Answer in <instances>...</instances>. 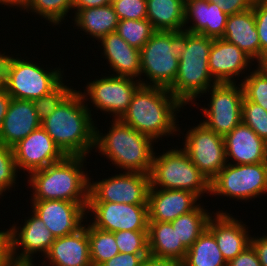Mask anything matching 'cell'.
<instances>
[{
	"label": "cell",
	"mask_w": 267,
	"mask_h": 266,
	"mask_svg": "<svg viewBox=\"0 0 267 266\" xmlns=\"http://www.w3.org/2000/svg\"><path fill=\"white\" fill-rule=\"evenodd\" d=\"M75 89L41 121V126L66 156L89 157L95 148L94 113L98 112L90 113L80 88Z\"/></svg>",
	"instance_id": "1"
},
{
	"label": "cell",
	"mask_w": 267,
	"mask_h": 266,
	"mask_svg": "<svg viewBox=\"0 0 267 266\" xmlns=\"http://www.w3.org/2000/svg\"><path fill=\"white\" fill-rule=\"evenodd\" d=\"M185 109L167 88L140 85L119 120L157 144L163 137L178 136V117Z\"/></svg>",
	"instance_id": "2"
},
{
	"label": "cell",
	"mask_w": 267,
	"mask_h": 266,
	"mask_svg": "<svg viewBox=\"0 0 267 266\" xmlns=\"http://www.w3.org/2000/svg\"><path fill=\"white\" fill-rule=\"evenodd\" d=\"M95 123V148L103 158L121 172L150 174L155 152V141L119 119L111 120L107 133L102 132Z\"/></svg>",
	"instance_id": "3"
},
{
	"label": "cell",
	"mask_w": 267,
	"mask_h": 266,
	"mask_svg": "<svg viewBox=\"0 0 267 266\" xmlns=\"http://www.w3.org/2000/svg\"><path fill=\"white\" fill-rule=\"evenodd\" d=\"M85 156H65L61 161L30 173V201L64 200L88 202L89 175ZM85 170V171H84Z\"/></svg>",
	"instance_id": "4"
},
{
	"label": "cell",
	"mask_w": 267,
	"mask_h": 266,
	"mask_svg": "<svg viewBox=\"0 0 267 266\" xmlns=\"http://www.w3.org/2000/svg\"><path fill=\"white\" fill-rule=\"evenodd\" d=\"M6 54L7 52L4 53L1 65L0 85L11 98L32 101L43 97L54 90L66 77L63 76L65 72L60 68V63L58 68L57 65L56 68L53 66L50 68L47 64L44 67L41 61L37 64L34 59L31 60L26 56V53L22 54L25 58L20 56L21 52L16 53L18 55Z\"/></svg>",
	"instance_id": "5"
},
{
	"label": "cell",
	"mask_w": 267,
	"mask_h": 266,
	"mask_svg": "<svg viewBox=\"0 0 267 266\" xmlns=\"http://www.w3.org/2000/svg\"><path fill=\"white\" fill-rule=\"evenodd\" d=\"M213 38L187 31L186 49L179 57L178 73L168 90L186 108L217 82L208 66Z\"/></svg>",
	"instance_id": "6"
},
{
	"label": "cell",
	"mask_w": 267,
	"mask_h": 266,
	"mask_svg": "<svg viewBox=\"0 0 267 266\" xmlns=\"http://www.w3.org/2000/svg\"><path fill=\"white\" fill-rule=\"evenodd\" d=\"M186 44V30L156 31L140 49L141 85L168 89L176 79Z\"/></svg>",
	"instance_id": "7"
},
{
	"label": "cell",
	"mask_w": 267,
	"mask_h": 266,
	"mask_svg": "<svg viewBox=\"0 0 267 266\" xmlns=\"http://www.w3.org/2000/svg\"><path fill=\"white\" fill-rule=\"evenodd\" d=\"M178 146L174 145L177 148L168 147V150L162 151L163 153L154 152L149 174L150 188L185 190L194 193L199 199L205 194L210 196L209 180Z\"/></svg>",
	"instance_id": "8"
},
{
	"label": "cell",
	"mask_w": 267,
	"mask_h": 266,
	"mask_svg": "<svg viewBox=\"0 0 267 266\" xmlns=\"http://www.w3.org/2000/svg\"><path fill=\"white\" fill-rule=\"evenodd\" d=\"M265 194L267 162L238 165L227 163L210 182V196H221L225 201L229 197V200L236 199L246 203L255 198L260 199Z\"/></svg>",
	"instance_id": "9"
},
{
	"label": "cell",
	"mask_w": 267,
	"mask_h": 266,
	"mask_svg": "<svg viewBox=\"0 0 267 266\" xmlns=\"http://www.w3.org/2000/svg\"><path fill=\"white\" fill-rule=\"evenodd\" d=\"M204 95H208L206 96L207 105L205 103L203 107L202 104H199L200 102H195L192 106L195 108V106L201 105V119H204L200 122L224 137L242 121L241 111L244 95L241 83H216L201 97H205Z\"/></svg>",
	"instance_id": "10"
},
{
	"label": "cell",
	"mask_w": 267,
	"mask_h": 266,
	"mask_svg": "<svg viewBox=\"0 0 267 266\" xmlns=\"http://www.w3.org/2000/svg\"><path fill=\"white\" fill-rule=\"evenodd\" d=\"M94 78L87 81L84 92L80 90L90 113L93 105L94 110H100L102 115L106 114V118L108 115L113 120L120 119L129 107L134 92L141 85L140 81L106 73Z\"/></svg>",
	"instance_id": "11"
},
{
	"label": "cell",
	"mask_w": 267,
	"mask_h": 266,
	"mask_svg": "<svg viewBox=\"0 0 267 266\" xmlns=\"http://www.w3.org/2000/svg\"><path fill=\"white\" fill-rule=\"evenodd\" d=\"M182 128L179 124L178 137L180 134L184 136L181 148L190 157L191 162L211 182L227 164L223 136L213 132L200 120L195 126ZM181 129L183 132L186 130V134L182 133Z\"/></svg>",
	"instance_id": "12"
},
{
	"label": "cell",
	"mask_w": 267,
	"mask_h": 266,
	"mask_svg": "<svg viewBox=\"0 0 267 266\" xmlns=\"http://www.w3.org/2000/svg\"><path fill=\"white\" fill-rule=\"evenodd\" d=\"M89 175L88 203L147 205L151 187L149 174L119 172L96 181ZM94 180V181H93Z\"/></svg>",
	"instance_id": "13"
},
{
	"label": "cell",
	"mask_w": 267,
	"mask_h": 266,
	"mask_svg": "<svg viewBox=\"0 0 267 266\" xmlns=\"http://www.w3.org/2000/svg\"><path fill=\"white\" fill-rule=\"evenodd\" d=\"M86 213L93 227L105 231H148V205L88 203Z\"/></svg>",
	"instance_id": "14"
},
{
	"label": "cell",
	"mask_w": 267,
	"mask_h": 266,
	"mask_svg": "<svg viewBox=\"0 0 267 266\" xmlns=\"http://www.w3.org/2000/svg\"><path fill=\"white\" fill-rule=\"evenodd\" d=\"M31 211L50 230L54 238L77 232L87 220L88 202H70L64 200L30 201Z\"/></svg>",
	"instance_id": "15"
},
{
	"label": "cell",
	"mask_w": 267,
	"mask_h": 266,
	"mask_svg": "<svg viewBox=\"0 0 267 266\" xmlns=\"http://www.w3.org/2000/svg\"><path fill=\"white\" fill-rule=\"evenodd\" d=\"M29 212L31 214L27 213L28 217L21 219L22 223L18 224L17 220H14L10 225L12 256L15 261H35L39 259L40 254L44 258L55 240L45 223L31 210Z\"/></svg>",
	"instance_id": "16"
},
{
	"label": "cell",
	"mask_w": 267,
	"mask_h": 266,
	"mask_svg": "<svg viewBox=\"0 0 267 266\" xmlns=\"http://www.w3.org/2000/svg\"><path fill=\"white\" fill-rule=\"evenodd\" d=\"M12 150L18 171H23L26 176L59 162L66 156L42 126L19 141Z\"/></svg>",
	"instance_id": "17"
},
{
	"label": "cell",
	"mask_w": 267,
	"mask_h": 266,
	"mask_svg": "<svg viewBox=\"0 0 267 266\" xmlns=\"http://www.w3.org/2000/svg\"><path fill=\"white\" fill-rule=\"evenodd\" d=\"M253 62L255 61L235 44L223 38L213 40L208 66L217 83H237L240 79L241 82L252 70V66H256L257 63Z\"/></svg>",
	"instance_id": "18"
},
{
	"label": "cell",
	"mask_w": 267,
	"mask_h": 266,
	"mask_svg": "<svg viewBox=\"0 0 267 266\" xmlns=\"http://www.w3.org/2000/svg\"><path fill=\"white\" fill-rule=\"evenodd\" d=\"M234 216L227 210L218 209L207 224L227 263L243 252L251 240L250 227Z\"/></svg>",
	"instance_id": "19"
},
{
	"label": "cell",
	"mask_w": 267,
	"mask_h": 266,
	"mask_svg": "<svg viewBox=\"0 0 267 266\" xmlns=\"http://www.w3.org/2000/svg\"><path fill=\"white\" fill-rule=\"evenodd\" d=\"M100 55L106 60L108 73L140 81V50L131 47L117 32L109 33L98 41ZM101 45V46H100ZM110 67V68H109ZM111 71V72H110Z\"/></svg>",
	"instance_id": "20"
},
{
	"label": "cell",
	"mask_w": 267,
	"mask_h": 266,
	"mask_svg": "<svg viewBox=\"0 0 267 266\" xmlns=\"http://www.w3.org/2000/svg\"><path fill=\"white\" fill-rule=\"evenodd\" d=\"M202 201L194 193L180 189L150 188L148 222H171L194 210Z\"/></svg>",
	"instance_id": "21"
},
{
	"label": "cell",
	"mask_w": 267,
	"mask_h": 266,
	"mask_svg": "<svg viewBox=\"0 0 267 266\" xmlns=\"http://www.w3.org/2000/svg\"><path fill=\"white\" fill-rule=\"evenodd\" d=\"M223 138L227 163L238 165L267 162V143L242 121Z\"/></svg>",
	"instance_id": "22"
},
{
	"label": "cell",
	"mask_w": 267,
	"mask_h": 266,
	"mask_svg": "<svg viewBox=\"0 0 267 266\" xmlns=\"http://www.w3.org/2000/svg\"><path fill=\"white\" fill-rule=\"evenodd\" d=\"M228 16L208 0H185L184 30L213 39L222 38Z\"/></svg>",
	"instance_id": "23"
},
{
	"label": "cell",
	"mask_w": 267,
	"mask_h": 266,
	"mask_svg": "<svg viewBox=\"0 0 267 266\" xmlns=\"http://www.w3.org/2000/svg\"><path fill=\"white\" fill-rule=\"evenodd\" d=\"M46 266H92L87 220L77 232L55 238L48 253L42 258Z\"/></svg>",
	"instance_id": "24"
},
{
	"label": "cell",
	"mask_w": 267,
	"mask_h": 266,
	"mask_svg": "<svg viewBox=\"0 0 267 266\" xmlns=\"http://www.w3.org/2000/svg\"><path fill=\"white\" fill-rule=\"evenodd\" d=\"M40 126L33 102L12 98L3 120L0 142L12 148Z\"/></svg>",
	"instance_id": "25"
},
{
	"label": "cell",
	"mask_w": 267,
	"mask_h": 266,
	"mask_svg": "<svg viewBox=\"0 0 267 266\" xmlns=\"http://www.w3.org/2000/svg\"><path fill=\"white\" fill-rule=\"evenodd\" d=\"M223 39L235 44L248 54L255 63L260 62V39L255 25L253 9L228 16Z\"/></svg>",
	"instance_id": "26"
},
{
	"label": "cell",
	"mask_w": 267,
	"mask_h": 266,
	"mask_svg": "<svg viewBox=\"0 0 267 266\" xmlns=\"http://www.w3.org/2000/svg\"><path fill=\"white\" fill-rule=\"evenodd\" d=\"M74 21V22H72ZM73 28L84 31V35L98 42L103 36L116 32L118 17L111 4L77 10L72 17ZM96 40V41H95Z\"/></svg>",
	"instance_id": "27"
},
{
	"label": "cell",
	"mask_w": 267,
	"mask_h": 266,
	"mask_svg": "<svg viewBox=\"0 0 267 266\" xmlns=\"http://www.w3.org/2000/svg\"><path fill=\"white\" fill-rule=\"evenodd\" d=\"M148 250L156 257L183 261L188 249L178 241L171 222H148Z\"/></svg>",
	"instance_id": "28"
},
{
	"label": "cell",
	"mask_w": 267,
	"mask_h": 266,
	"mask_svg": "<svg viewBox=\"0 0 267 266\" xmlns=\"http://www.w3.org/2000/svg\"><path fill=\"white\" fill-rule=\"evenodd\" d=\"M146 8L156 31L184 30L185 0H146Z\"/></svg>",
	"instance_id": "29"
},
{
	"label": "cell",
	"mask_w": 267,
	"mask_h": 266,
	"mask_svg": "<svg viewBox=\"0 0 267 266\" xmlns=\"http://www.w3.org/2000/svg\"><path fill=\"white\" fill-rule=\"evenodd\" d=\"M205 207L207 206L200 202L194 210L171 221L173 229L178 235V241H181L187 249L207 229V224L214 215L215 210L211 211Z\"/></svg>",
	"instance_id": "30"
},
{
	"label": "cell",
	"mask_w": 267,
	"mask_h": 266,
	"mask_svg": "<svg viewBox=\"0 0 267 266\" xmlns=\"http://www.w3.org/2000/svg\"><path fill=\"white\" fill-rule=\"evenodd\" d=\"M183 266H227L213 234L206 229L187 250Z\"/></svg>",
	"instance_id": "31"
},
{
	"label": "cell",
	"mask_w": 267,
	"mask_h": 266,
	"mask_svg": "<svg viewBox=\"0 0 267 266\" xmlns=\"http://www.w3.org/2000/svg\"><path fill=\"white\" fill-rule=\"evenodd\" d=\"M73 2L74 0H28L23 13H32L48 22L49 26L60 28L63 21L66 23L68 15L72 13L69 19L73 17Z\"/></svg>",
	"instance_id": "32"
},
{
	"label": "cell",
	"mask_w": 267,
	"mask_h": 266,
	"mask_svg": "<svg viewBox=\"0 0 267 266\" xmlns=\"http://www.w3.org/2000/svg\"><path fill=\"white\" fill-rule=\"evenodd\" d=\"M87 235L90 243L92 266H100L119 253L113 232L93 227L87 219Z\"/></svg>",
	"instance_id": "33"
},
{
	"label": "cell",
	"mask_w": 267,
	"mask_h": 266,
	"mask_svg": "<svg viewBox=\"0 0 267 266\" xmlns=\"http://www.w3.org/2000/svg\"><path fill=\"white\" fill-rule=\"evenodd\" d=\"M116 32L131 46L141 49L156 32L148 19L119 20Z\"/></svg>",
	"instance_id": "34"
},
{
	"label": "cell",
	"mask_w": 267,
	"mask_h": 266,
	"mask_svg": "<svg viewBox=\"0 0 267 266\" xmlns=\"http://www.w3.org/2000/svg\"><path fill=\"white\" fill-rule=\"evenodd\" d=\"M240 83L244 98L267 111V70L256 64Z\"/></svg>",
	"instance_id": "35"
},
{
	"label": "cell",
	"mask_w": 267,
	"mask_h": 266,
	"mask_svg": "<svg viewBox=\"0 0 267 266\" xmlns=\"http://www.w3.org/2000/svg\"><path fill=\"white\" fill-rule=\"evenodd\" d=\"M18 174L20 175L12 148L0 142V199L5 196L3 194H7L13 189V191L19 189L15 188L16 186L19 187Z\"/></svg>",
	"instance_id": "36"
},
{
	"label": "cell",
	"mask_w": 267,
	"mask_h": 266,
	"mask_svg": "<svg viewBox=\"0 0 267 266\" xmlns=\"http://www.w3.org/2000/svg\"><path fill=\"white\" fill-rule=\"evenodd\" d=\"M242 122L267 143V111L260 105L243 98Z\"/></svg>",
	"instance_id": "37"
},
{
	"label": "cell",
	"mask_w": 267,
	"mask_h": 266,
	"mask_svg": "<svg viewBox=\"0 0 267 266\" xmlns=\"http://www.w3.org/2000/svg\"><path fill=\"white\" fill-rule=\"evenodd\" d=\"M66 82L68 81L65 77V79L50 93L32 100L40 121L47 118L57 108L61 101L73 90L74 87Z\"/></svg>",
	"instance_id": "38"
},
{
	"label": "cell",
	"mask_w": 267,
	"mask_h": 266,
	"mask_svg": "<svg viewBox=\"0 0 267 266\" xmlns=\"http://www.w3.org/2000/svg\"><path fill=\"white\" fill-rule=\"evenodd\" d=\"M119 253L149 254L148 231L113 232Z\"/></svg>",
	"instance_id": "39"
},
{
	"label": "cell",
	"mask_w": 267,
	"mask_h": 266,
	"mask_svg": "<svg viewBox=\"0 0 267 266\" xmlns=\"http://www.w3.org/2000/svg\"><path fill=\"white\" fill-rule=\"evenodd\" d=\"M118 20L147 19L146 0H112Z\"/></svg>",
	"instance_id": "40"
},
{
	"label": "cell",
	"mask_w": 267,
	"mask_h": 266,
	"mask_svg": "<svg viewBox=\"0 0 267 266\" xmlns=\"http://www.w3.org/2000/svg\"><path fill=\"white\" fill-rule=\"evenodd\" d=\"M255 25L260 39V61L267 53V0H256L253 6Z\"/></svg>",
	"instance_id": "41"
},
{
	"label": "cell",
	"mask_w": 267,
	"mask_h": 266,
	"mask_svg": "<svg viewBox=\"0 0 267 266\" xmlns=\"http://www.w3.org/2000/svg\"><path fill=\"white\" fill-rule=\"evenodd\" d=\"M13 261L11 230L3 227L0 230V266H9Z\"/></svg>",
	"instance_id": "42"
},
{
	"label": "cell",
	"mask_w": 267,
	"mask_h": 266,
	"mask_svg": "<svg viewBox=\"0 0 267 266\" xmlns=\"http://www.w3.org/2000/svg\"><path fill=\"white\" fill-rule=\"evenodd\" d=\"M208 1L216 3L224 13L231 15L253 8L256 0H208Z\"/></svg>",
	"instance_id": "43"
},
{
	"label": "cell",
	"mask_w": 267,
	"mask_h": 266,
	"mask_svg": "<svg viewBox=\"0 0 267 266\" xmlns=\"http://www.w3.org/2000/svg\"><path fill=\"white\" fill-rule=\"evenodd\" d=\"M146 255L148 254L118 253L100 266H141Z\"/></svg>",
	"instance_id": "44"
},
{
	"label": "cell",
	"mask_w": 267,
	"mask_h": 266,
	"mask_svg": "<svg viewBox=\"0 0 267 266\" xmlns=\"http://www.w3.org/2000/svg\"><path fill=\"white\" fill-rule=\"evenodd\" d=\"M227 266H262L258 260L257 253L251 245L234 259L227 263Z\"/></svg>",
	"instance_id": "45"
},
{
	"label": "cell",
	"mask_w": 267,
	"mask_h": 266,
	"mask_svg": "<svg viewBox=\"0 0 267 266\" xmlns=\"http://www.w3.org/2000/svg\"><path fill=\"white\" fill-rule=\"evenodd\" d=\"M253 236V237H252ZM250 245L257 253L258 260L262 266H267V234L260 236L251 235Z\"/></svg>",
	"instance_id": "46"
},
{
	"label": "cell",
	"mask_w": 267,
	"mask_h": 266,
	"mask_svg": "<svg viewBox=\"0 0 267 266\" xmlns=\"http://www.w3.org/2000/svg\"><path fill=\"white\" fill-rule=\"evenodd\" d=\"M141 266H183V263L177 259L156 257L148 254L144 257Z\"/></svg>",
	"instance_id": "47"
},
{
	"label": "cell",
	"mask_w": 267,
	"mask_h": 266,
	"mask_svg": "<svg viewBox=\"0 0 267 266\" xmlns=\"http://www.w3.org/2000/svg\"><path fill=\"white\" fill-rule=\"evenodd\" d=\"M112 0H74L73 2V14L77 10L99 7L111 4Z\"/></svg>",
	"instance_id": "48"
},
{
	"label": "cell",
	"mask_w": 267,
	"mask_h": 266,
	"mask_svg": "<svg viewBox=\"0 0 267 266\" xmlns=\"http://www.w3.org/2000/svg\"><path fill=\"white\" fill-rule=\"evenodd\" d=\"M11 99H12L11 96L0 85V131L2 128L4 117L8 111Z\"/></svg>",
	"instance_id": "49"
},
{
	"label": "cell",
	"mask_w": 267,
	"mask_h": 266,
	"mask_svg": "<svg viewBox=\"0 0 267 266\" xmlns=\"http://www.w3.org/2000/svg\"><path fill=\"white\" fill-rule=\"evenodd\" d=\"M28 0H0V6L2 7H9V8H13L12 10H14V8L16 10L20 9V12L24 11L26 5H27ZM4 5V6H3Z\"/></svg>",
	"instance_id": "50"
},
{
	"label": "cell",
	"mask_w": 267,
	"mask_h": 266,
	"mask_svg": "<svg viewBox=\"0 0 267 266\" xmlns=\"http://www.w3.org/2000/svg\"><path fill=\"white\" fill-rule=\"evenodd\" d=\"M9 266H34V261H13Z\"/></svg>",
	"instance_id": "51"
},
{
	"label": "cell",
	"mask_w": 267,
	"mask_h": 266,
	"mask_svg": "<svg viewBox=\"0 0 267 266\" xmlns=\"http://www.w3.org/2000/svg\"><path fill=\"white\" fill-rule=\"evenodd\" d=\"M262 69L267 70V53L264 55L263 59L258 64Z\"/></svg>",
	"instance_id": "52"
},
{
	"label": "cell",
	"mask_w": 267,
	"mask_h": 266,
	"mask_svg": "<svg viewBox=\"0 0 267 266\" xmlns=\"http://www.w3.org/2000/svg\"><path fill=\"white\" fill-rule=\"evenodd\" d=\"M0 80H1V65H2V60H3V56H4V53L2 50H0Z\"/></svg>",
	"instance_id": "53"
},
{
	"label": "cell",
	"mask_w": 267,
	"mask_h": 266,
	"mask_svg": "<svg viewBox=\"0 0 267 266\" xmlns=\"http://www.w3.org/2000/svg\"><path fill=\"white\" fill-rule=\"evenodd\" d=\"M39 263H41L40 265H39V263H35V261H34V266H37V264H38V266H46L45 264H43L42 262H40V261H38Z\"/></svg>",
	"instance_id": "54"
}]
</instances>
